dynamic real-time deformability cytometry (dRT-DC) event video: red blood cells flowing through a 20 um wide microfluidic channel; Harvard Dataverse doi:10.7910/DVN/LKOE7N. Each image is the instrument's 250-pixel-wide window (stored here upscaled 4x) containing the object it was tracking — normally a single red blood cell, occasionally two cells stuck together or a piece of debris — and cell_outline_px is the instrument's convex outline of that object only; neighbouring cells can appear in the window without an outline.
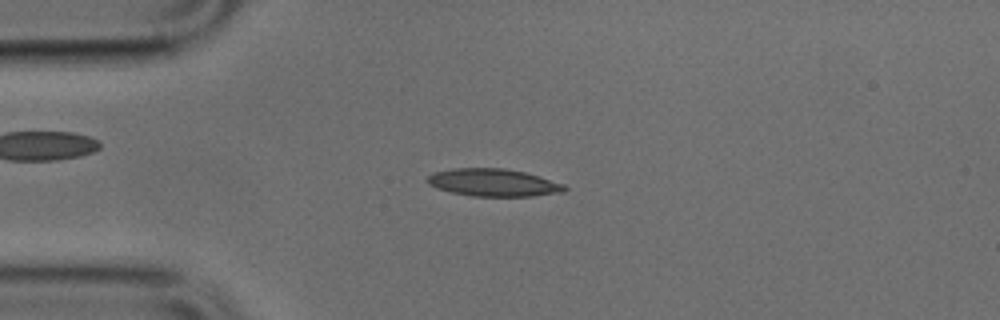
{"species": "common noctule bat (a hibernating species)", "species_latin": "Nyctalus noctula", "temperature_condition": "cold", "stored_images_in_passage": 47, "camera_frame_rate_fps": 3000, "um_per_image_px": 0.085, "animal": {"sex": "male", "body_mass_g": 17.9, "forearm_length_mm": 54.2}, "frame": {"image": 1, "passage_image": 9, "time_ms": 2.667, "image_size_px": [1000, 320], "cell_outline_px": [[568, 188], [564, 192], [532, 196], [472, 196], [452, 192], [436, 188], [428, 184], [424, 180], [432, 172], [452, 168], [504, 168], [524, 172], [564, 184]], "centroid_in_image_um": [41.89, 15.52], "position_along_channel_um": 43.1, "area_um2": 22.08}}
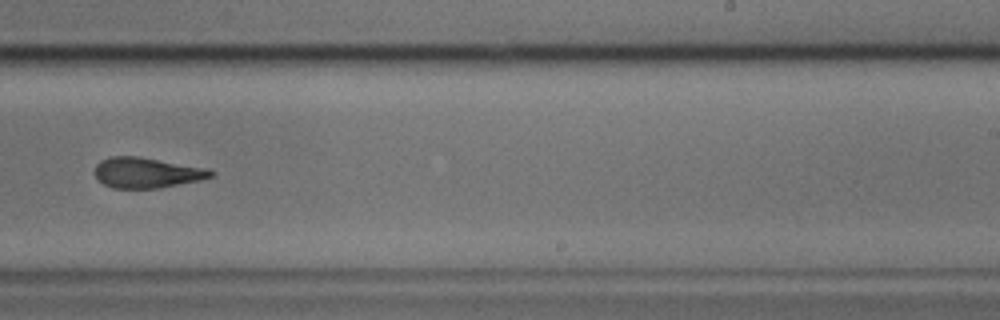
{"frame": {"image": 2, "passage_image": 28, "time_ms": 9.0, "image_size_px": [1000, 320], "cell_outline_px": [[216, 172], [212, 176], [200, 180], [156, 188], [112, 188], [104, 184], [92, 172], [96, 164], [100, 160], [108, 156], [140, 156], [208, 168]], "centroid_in_image_um": [12.45, 14.66], "position_along_channel_um": 276.6, "area_um2": 20.75}}
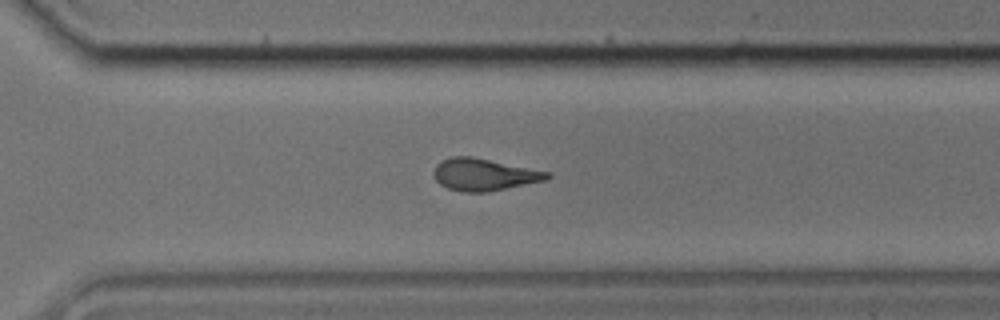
{"frame": {"image": 3, "passage_image": 32, "time_ms": 10.333, "image_size_px": [1000, 320], "cell_outline_px": [[552, 176], [544, 180], [488, 192], [460, 192], [448, 188], [440, 184], [436, 180], [432, 172], [436, 164], [452, 156], [472, 156], [552, 172]], "centroid_in_image_um": [41.14, 14.83], "position_along_channel_um": 329.5, "area_um2": 21.27}}